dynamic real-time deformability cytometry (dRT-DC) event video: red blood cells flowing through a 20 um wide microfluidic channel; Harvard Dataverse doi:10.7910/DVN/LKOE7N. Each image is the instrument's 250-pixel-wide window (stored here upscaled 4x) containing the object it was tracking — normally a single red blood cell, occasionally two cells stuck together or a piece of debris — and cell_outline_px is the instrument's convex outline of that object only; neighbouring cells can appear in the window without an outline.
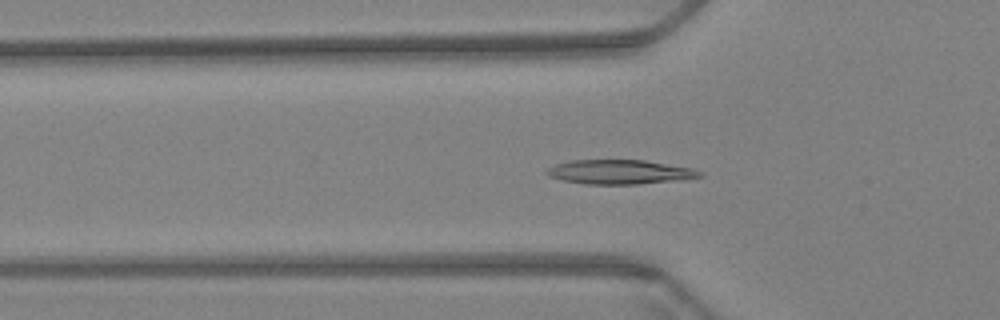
{"species": "Egyptian fruit bat (a non-hibernating species)", "species_latin": "Rousettus aegyptiacus", "temperature_condition": "warm", "stored_images_in_passage": 60, "camera_frame_rate_fps": 3000, "um_per_image_px": 0.085, "animal": {"sex": "female"}, "frame": {"image": 1, "passage_image": 20, "time_ms": 6.333, "image_size_px": [1000, 320], "cell_outline_px": [[704, 176], [684, 180], [636, 184], [584, 184], [564, 180], [548, 176], [544, 172], [548, 168], [556, 164], [572, 160], [644, 160], [692, 168], [704, 172]], "centroid_in_image_um": [52.72, 14.62], "position_along_channel_um": 73.1, "area_um2": 21.79}}
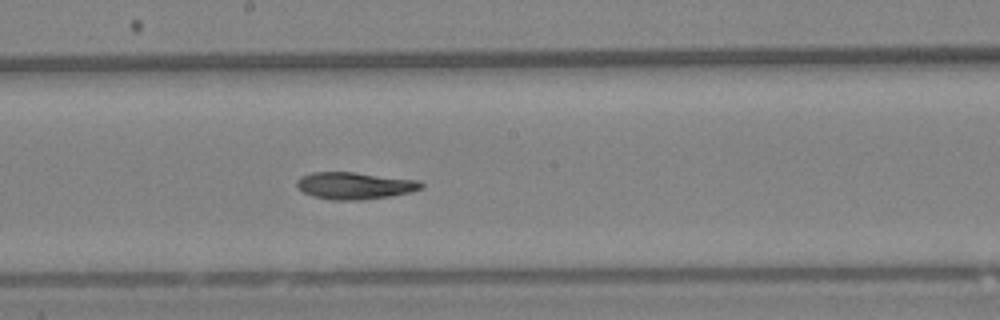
{"frame": {"image": 2, "passage_image": 33, "time_ms": 10.667, "image_size_px": [1000, 320], "cell_outline_px": [[424, 188], [412, 192], [392, 196], [364, 200], [332, 200], [312, 196], [296, 188], [296, 180], [300, 176], [312, 172], [352, 172], [420, 180], [424, 184]], "centroid_in_image_um": [30.16, 15.78], "position_along_channel_um": 218.0, "area_um2": 19.94}}
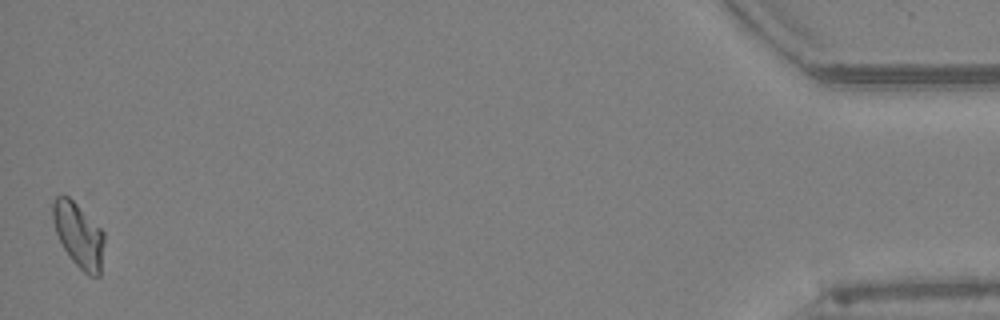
{"frame": {"image": 3, "passage_image": 60, "time_ms": 19.667, "image_size_px": [1000, 320], "cell_outline_px": [[104, 240], [100, 276], [88, 276], [72, 260], [64, 248], [56, 232], [52, 220], [52, 200], [56, 196], [68, 196], [104, 232]], "centroid_in_image_um": [6.67, 19.99], "position_along_channel_um": 428.5, "area_um2": 19.07}}